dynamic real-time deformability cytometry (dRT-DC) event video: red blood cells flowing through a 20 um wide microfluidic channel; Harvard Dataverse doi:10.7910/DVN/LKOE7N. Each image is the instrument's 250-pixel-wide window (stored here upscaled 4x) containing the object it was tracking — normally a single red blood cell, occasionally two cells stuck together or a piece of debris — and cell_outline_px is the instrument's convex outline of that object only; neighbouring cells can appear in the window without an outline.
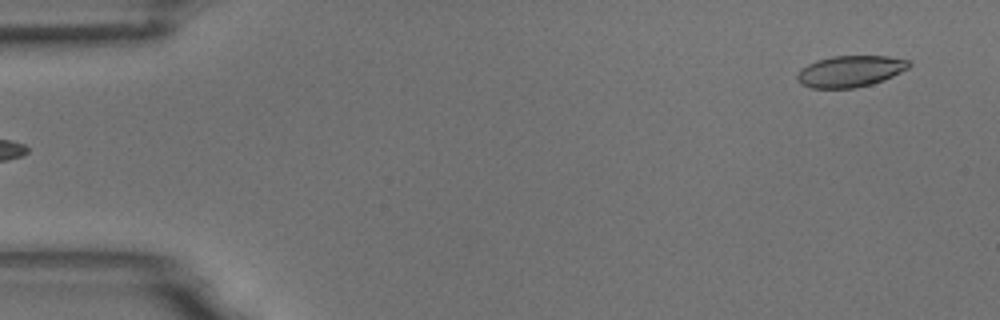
{"species": "common noctule bat (a hibernating species)", "species_latin": "Nyctalus noctula", "temperature_condition": "room temperature", "stored_images_in_passage": 5, "segment_of_instrument_passage": [2, 2], "camera_frame_rate_fps": 3000, "um_per_image_px": 0.085, "animal": {"sex": "male", "body_mass_g": 18.8}, "frame": {"image": 1, "passage_image": 5, "time_ms": 1.333, "image_size_px": [1000, 320], "cell_outline_px": [[912, 64], [908, 68], [884, 80], [872, 84], [856, 88], [812, 88], [800, 84], [796, 80], [796, 76], [800, 68], [816, 60], [832, 56], [888, 56], [908, 60]], "centroid_in_image_um": [72.24, 6.06], "position_along_channel_um": 12.8, "area_um2": 20.58}}